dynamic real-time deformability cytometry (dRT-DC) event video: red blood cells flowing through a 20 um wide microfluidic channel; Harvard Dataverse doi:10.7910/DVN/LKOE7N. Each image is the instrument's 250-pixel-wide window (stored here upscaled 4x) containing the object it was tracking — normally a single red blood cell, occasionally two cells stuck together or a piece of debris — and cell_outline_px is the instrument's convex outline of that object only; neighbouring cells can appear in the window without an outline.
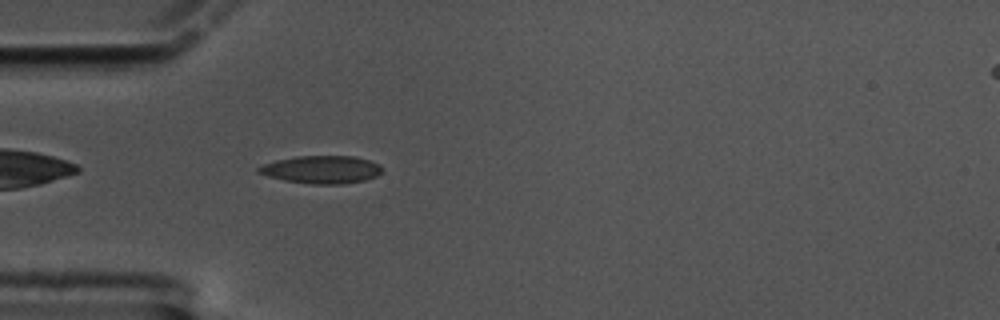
{"species": "common noctule bat (a hibernating species)", "species_latin": "Nyctalus noctula", "temperature_condition": "cold", "stored_images_in_passage": 45, "camera_frame_rate_fps": 3000, "um_per_image_px": 0.085, "animal": {"sex": "male", "body_mass_g": 17.5, "forearm_length_mm": 52.3}, "frame": {"image": 1, "passage_image": 3, "time_ms": 0.667, "image_size_px": [1000, 320], "cell_outline_px": [[384, 168], [376, 176], [364, 180], [340, 184], [312, 184], [284, 180], [268, 176], [256, 172], [256, 168], [264, 164], [276, 160], [296, 156], [356, 156], [380, 164]], "centroid_in_image_um": [27.33, 14.4], "position_along_channel_um": 57.7, "area_um2": 20.0}}
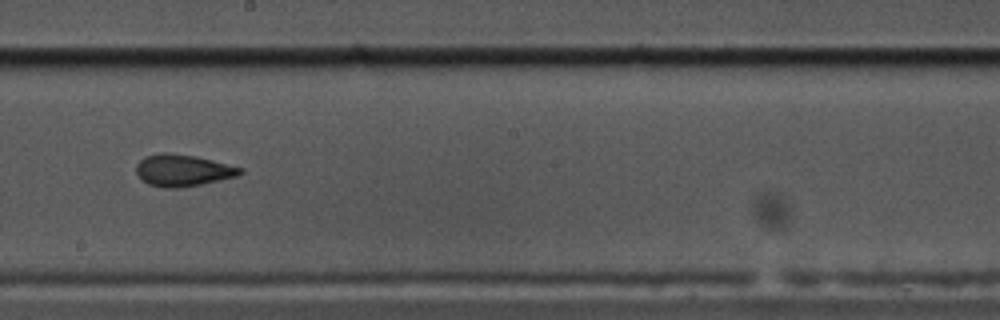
{"frame": {"image": 2, "passage_image": 19, "time_ms": 6.0, "image_size_px": [1000, 320], "cell_outline_px": [[244, 172], [236, 176], [200, 184], [176, 188], [164, 188], [148, 184], [140, 180], [136, 172], [136, 164], [144, 156], [160, 152], [164, 152], [196, 156], [244, 168]], "centroid_in_image_um": [15.49, 14.47], "position_along_channel_um": 232.7, "area_um2": 19.31}}
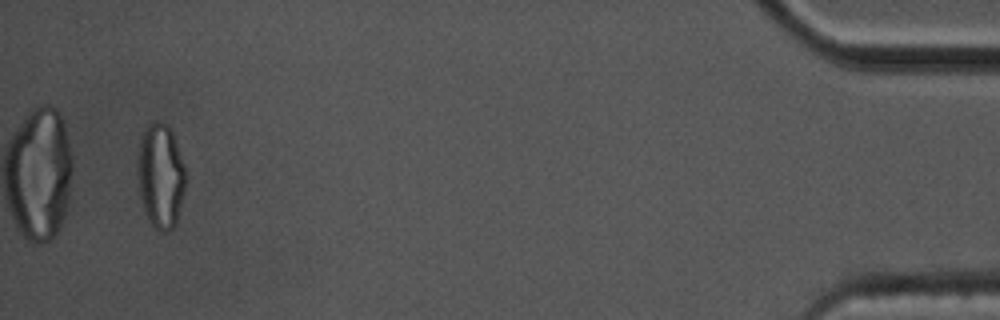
{"frame": {"image": 3, "passage_image": 43, "time_ms": 14.0, "image_size_px": [1000, 320], "cell_outline_px": [[184, 192], [176, 224], [172, 228], [164, 232], [160, 232], [148, 220], [144, 212], [140, 200], [136, 172], [140, 140], [144, 128], [152, 120], [160, 120], [168, 124], [172, 132], [184, 164]], "centroid_in_image_um": [13.62, 14.93], "position_along_channel_um": 421.6, "area_um2": 29.65}, "authors_computed_cell_mechanics": {"area_um2": 19.4786, "velocity_mm_per_s": 3.3513, "shape_relaxation_time_tau1_ms": null, "shape_relaxation_time_tau2_ms": 2.2578, "deformation_change_tau1": null, "deformation_change_tau2": 0.0927}}